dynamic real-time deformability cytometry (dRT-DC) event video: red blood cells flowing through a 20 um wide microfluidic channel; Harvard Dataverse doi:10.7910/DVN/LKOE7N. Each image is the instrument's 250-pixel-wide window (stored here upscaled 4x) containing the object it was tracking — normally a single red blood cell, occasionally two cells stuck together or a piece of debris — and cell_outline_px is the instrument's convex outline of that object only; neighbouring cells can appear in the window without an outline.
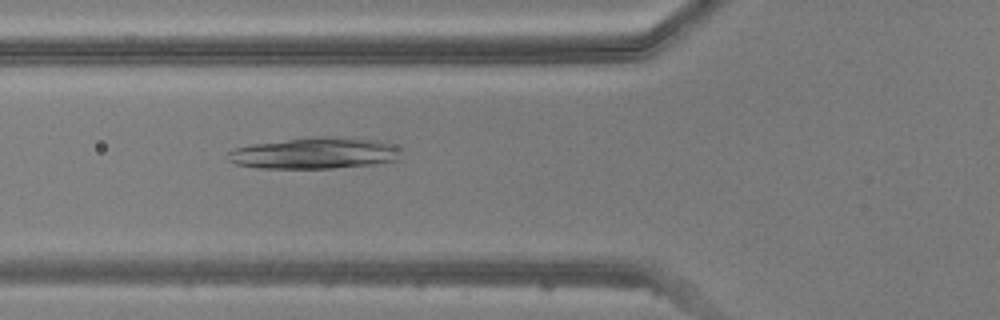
{"species": "common noctule bat (a hibernating species)", "species_latin": "Nyctalus noctula", "temperature_condition": "warm", "stored_images_in_passage": 49, "camera_frame_rate_fps": 3000, "um_per_image_px": 0.085, "animal": {"sex": "male", "body_mass_g": 20.5, "forearm_length_mm": 52.5}, "frame": {"image": 1, "passage_image": 18, "time_ms": 5.667, "image_size_px": [1000, 320], "cell_outline_px": [[400, 160], [372, 164], [332, 168], [256, 168], [236, 164], [228, 160], [228, 152], [232, 148], [252, 144], [312, 136], [336, 136], [380, 140], [400, 148]], "centroid_in_image_um": [26.75, 13.01], "position_along_channel_um": 99.0, "area_um2": 31.96}}
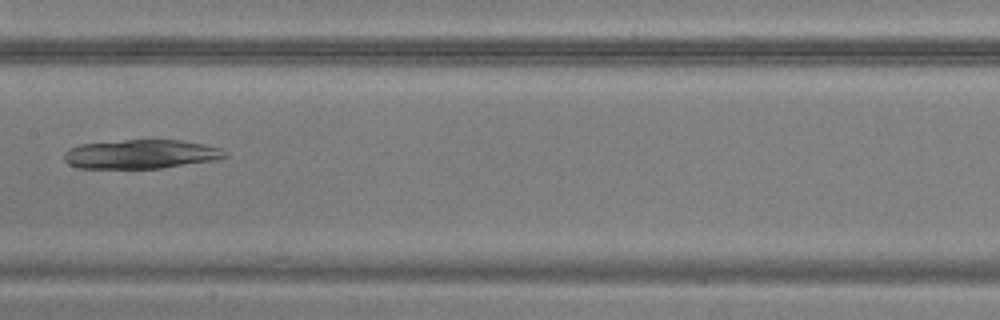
{"frame": {"image": 2, "passage_image": 25, "time_ms": 8.0, "image_size_px": [1000, 320], "cell_outline_px": [[228, 156], [220, 160], [160, 168], [80, 168], [68, 164], [64, 160], [64, 152], [68, 148], [80, 144], [124, 140], [180, 140], [204, 144], [220, 148]], "centroid_in_image_um": [11.99, 13.1], "position_along_channel_um": 195.4, "area_um2": 27.34}}
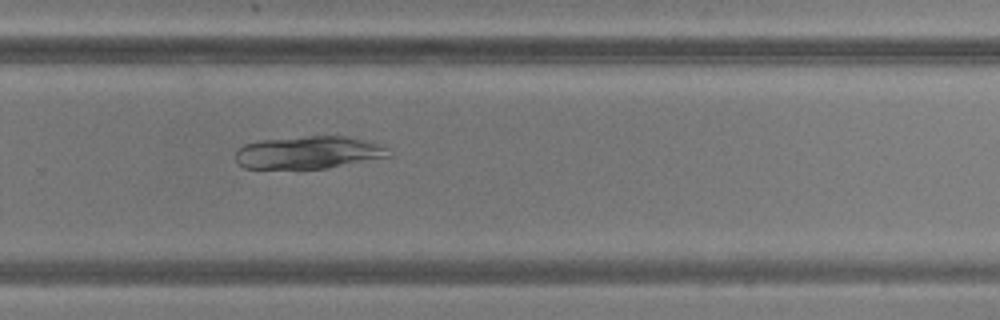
{"frame": {"image": 3, "passage_image": 33, "time_ms": 10.667, "image_size_px": [1000, 320], "cell_outline_px": [[392, 156], [324, 168], [296, 172], [244, 168], [236, 160], [236, 152], [244, 144], [256, 140], [304, 136], [348, 136], [372, 140], [388, 148]], "centroid_in_image_um": [26.2, 12.99], "position_along_channel_um": 303.6, "area_um2": 30.4}}